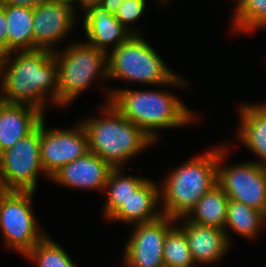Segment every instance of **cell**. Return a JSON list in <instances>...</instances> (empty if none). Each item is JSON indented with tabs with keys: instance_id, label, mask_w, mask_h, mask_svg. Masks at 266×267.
I'll return each instance as SVG.
<instances>
[{
	"instance_id": "obj_22",
	"label": "cell",
	"mask_w": 266,
	"mask_h": 267,
	"mask_svg": "<svg viewBox=\"0 0 266 267\" xmlns=\"http://www.w3.org/2000/svg\"><path fill=\"white\" fill-rule=\"evenodd\" d=\"M263 224H266V215L261 211L247 206L244 203L229 200L226 213L225 234L228 242L229 237L226 226L244 238H254Z\"/></svg>"
},
{
	"instance_id": "obj_11",
	"label": "cell",
	"mask_w": 266,
	"mask_h": 267,
	"mask_svg": "<svg viewBox=\"0 0 266 267\" xmlns=\"http://www.w3.org/2000/svg\"><path fill=\"white\" fill-rule=\"evenodd\" d=\"M176 219L161 216L149 223H137L124 249V263L129 267H162L167 233Z\"/></svg>"
},
{
	"instance_id": "obj_8",
	"label": "cell",
	"mask_w": 266,
	"mask_h": 267,
	"mask_svg": "<svg viewBox=\"0 0 266 267\" xmlns=\"http://www.w3.org/2000/svg\"><path fill=\"white\" fill-rule=\"evenodd\" d=\"M40 124L14 146L0 153V182L9 190L35 191L43 172L40 154Z\"/></svg>"
},
{
	"instance_id": "obj_24",
	"label": "cell",
	"mask_w": 266,
	"mask_h": 267,
	"mask_svg": "<svg viewBox=\"0 0 266 267\" xmlns=\"http://www.w3.org/2000/svg\"><path fill=\"white\" fill-rule=\"evenodd\" d=\"M163 262L169 267H193L194 261L184 231L176 224L164 241Z\"/></svg>"
},
{
	"instance_id": "obj_9",
	"label": "cell",
	"mask_w": 266,
	"mask_h": 267,
	"mask_svg": "<svg viewBox=\"0 0 266 267\" xmlns=\"http://www.w3.org/2000/svg\"><path fill=\"white\" fill-rule=\"evenodd\" d=\"M226 150L223 145L218 147V185L229 200L244 203L266 215V168L256 161L223 167Z\"/></svg>"
},
{
	"instance_id": "obj_1",
	"label": "cell",
	"mask_w": 266,
	"mask_h": 267,
	"mask_svg": "<svg viewBox=\"0 0 266 267\" xmlns=\"http://www.w3.org/2000/svg\"><path fill=\"white\" fill-rule=\"evenodd\" d=\"M10 55H14V58ZM0 76L1 101L29 105L44 115L46 100L58 106L57 61L54 52L37 49L2 55Z\"/></svg>"
},
{
	"instance_id": "obj_2",
	"label": "cell",
	"mask_w": 266,
	"mask_h": 267,
	"mask_svg": "<svg viewBox=\"0 0 266 267\" xmlns=\"http://www.w3.org/2000/svg\"><path fill=\"white\" fill-rule=\"evenodd\" d=\"M107 94L108 102L154 142L158 129L182 127L196 119L184 102L170 92L126 88L107 89Z\"/></svg>"
},
{
	"instance_id": "obj_31",
	"label": "cell",
	"mask_w": 266,
	"mask_h": 267,
	"mask_svg": "<svg viewBox=\"0 0 266 267\" xmlns=\"http://www.w3.org/2000/svg\"><path fill=\"white\" fill-rule=\"evenodd\" d=\"M46 1H49V2H57V3H64V4L70 5L72 7L75 6V1L74 0H46Z\"/></svg>"
},
{
	"instance_id": "obj_14",
	"label": "cell",
	"mask_w": 266,
	"mask_h": 267,
	"mask_svg": "<svg viewBox=\"0 0 266 267\" xmlns=\"http://www.w3.org/2000/svg\"><path fill=\"white\" fill-rule=\"evenodd\" d=\"M113 168L98 155L88 151L64 165L50 180L75 189L104 190Z\"/></svg>"
},
{
	"instance_id": "obj_16",
	"label": "cell",
	"mask_w": 266,
	"mask_h": 267,
	"mask_svg": "<svg viewBox=\"0 0 266 267\" xmlns=\"http://www.w3.org/2000/svg\"><path fill=\"white\" fill-rule=\"evenodd\" d=\"M44 116L35 107L0 100V153L31 133Z\"/></svg>"
},
{
	"instance_id": "obj_32",
	"label": "cell",
	"mask_w": 266,
	"mask_h": 267,
	"mask_svg": "<svg viewBox=\"0 0 266 267\" xmlns=\"http://www.w3.org/2000/svg\"><path fill=\"white\" fill-rule=\"evenodd\" d=\"M98 0H83V5L90 3V2H97Z\"/></svg>"
},
{
	"instance_id": "obj_12",
	"label": "cell",
	"mask_w": 266,
	"mask_h": 267,
	"mask_svg": "<svg viewBox=\"0 0 266 267\" xmlns=\"http://www.w3.org/2000/svg\"><path fill=\"white\" fill-rule=\"evenodd\" d=\"M75 7L44 1L33 8V50L53 49L74 26Z\"/></svg>"
},
{
	"instance_id": "obj_3",
	"label": "cell",
	"mask_w": 266,
	"mask_h": 267,
	"mask_svg": "<svg viewBox=\"0 0 266 267\" xmlns=\"http://www.w3.org/2000/svg\"><path fill=\"white\" fill-rule=\"evenodd\" d=\"M101 111L102 117L80 123L88 134L89 151L112 168H121L127 159L155 143L142 129L123 117L110 102Z\"/></svg>"
},
{
	"instance_id": "obj_25",
	"label": "cell",
	"mask_w": 266,
	"mask_h": 267,
	"mask_svg": "<svg viewBox=\"0 0 266 267\" xmlns=\"http://www.w3.org/2000/svg\"><path fill=\"white\" fill-rule=\"evenodd\" d=\"M36 267H76L67 252L45 235L26 255Z\"/></svg>"
},
{
	"instance_id": "obj_28",
	"label": "cell",
	"mask_w": 266,
	"mask_h": 267,
	"mask_svg": "<svg viewBox=\"0 0 266 267\" xmlns=\"http://www.w3.org/2000/svg\"><path fill=\"white\" fill-rule=\"evenodd\" d=\"M46 0H0L2 5H13V6H25L34 8L41 2Z\"/></svg>"
},
{
	"instance_id": "obj_26",
	"label": "cell",
	"mask_w": 266,
	"mask_h": 267,
	"mask_svg": "<svg viewBox=\"0 0 266 267\" xmlns=\"http://www.w3.org/2000/svg\"><path fill=\"white\" fill-rule=\"evenodd\" d=\"M145 6L146 0H123V3L115 13V17L132 35H139L138 31H133V29H130V27L128 28V26L136 22L143 15L146 8Z\"/></svg>"
},
{
	"instance_id": "obj_4",
	"label": "cell",
	"mask_w": 266,
	"mask_h": 267,
	"mask_svg": "<svg viewBox=\"0 0 266 267\" xmlns=\"http://www.w3.org/2000/svg\"><path fill=\"white\" fill-rule=\"evenodd\" d=\"M218 146L178 166L160 187L163 216L186 217L198 200L217 185Z\"/></svg>"
},
{
	"instance_id": "obj_30",
	"label": "cell",
	"mask_w": 266,
	"mask_h": 267,
	"mask_svg": "<svg viewBox=\"0 0 266 267\" xmlns=\"http://www.w3.org/2000/svg\"><path fill=\"white\" fill-rule=\"evenodd\" d=\"M10 190L7 189L1 182H0V204L2 202V199L4 196L9 192Z\"/></svg>"
},
{
	"instance_id": "obj_15",
	"label": "cell",
	"mask_w": 266,
	"mask_h": 267,
	"mask_svg": "<svg viewBox=\"0 0 266 267\" xmlns=\"http://www.w3.org/2000/svg\"><path fill=\"white\" fill-rule=\"evenodd\" d=\"M176 220H184L179 227L186 235L195 265H208L223 258L230 245L224 230L190 222L186 217Z\"/></svg>"
},
{
	"instance_id": "obj_18",
	"label": "cell",
	"mask_w": 266,
	"mask_h": 267,
	"mask_svg": "<svg viewBox=\"0 0 266 267\" xmlns=\"http://www.w3.org/2000/svg\"><path fill=\"white\" fill-rule=\"evenodd\" d=\"M239 109V139L262 159L257 163L266 168V104H243Z\"/></svg>"
},
{
	"instance_id": "obj_29",
	"label": "cell",
	"mask_w": 266,
	"mask_h": 267,
	"mask_svg": "<svg viewBox=\"0 0 266 267\" xmlns=\"http://www.w3.org/2000/svg\"><path fill=\"white\" fill-rule=\"evenodd\" d=\"M97 3L106 9L109 13L114 14L118 11L123 0H98Z\"/></svg>"
},
{
	"instance_id": "obj_13",
	"label": "cell",
	"mask_w": 266,
	"mask_h": 267,
	"mask_svg": "<svg viewBox=\"0 0 266 267\" xmlns=\"http://www.w3.org/2000/svg\"><path fill=\"white\" fill-rule=\"evenodd\" d=\"M84 13L83 29L89 45L108 54L125 42L132 34L119 22L114 14L109 13L97 2H90L82 6ZM109 47V48H108Z\"/></svg>"
},
{
	"instance_id": "obj_5",
	"label": "cell",
	"mask_w": 266,
	"mask_h": 267,
	"mask_svg": "<svg viewBox=\"0 0 266 267\" xmlns=\"http://www.w3.org/2000/svg\"><path fill=\"white\" fill-rule=\"evenodd\" d=\"M108 78L145 85L187 86V81L173 73L156 50L139 34L131 35L108 52Z\"/></svg>"
},
{
	"instance_id": "obj_7",
	"label": "cell",
	"mask_w": 266,
	"mask_h": 267,
	"mask_svg": "<svg viewBox=\"0 0 266 267\" xmlns=\"http://www.w3.org/2000/svg\"><path fill=\"white\" fill-rule=\"evenodd\" d=\"M34 192L10 190L0 204V230L5 244L24 256L46 235L32 211Z\"/></svg>"
},
{
	"instance_id": "obj_17",
	"label": "cell",
	"mask_w": 266,
	"mask_h": 267,
	"mask_svg": "<svg viewBox=\"0 0 266 267\" xmlns=\"http://www.w3.org/2000/svg\"><path fill=\"white\" fill-rule=\"evenodd\" d=\"M157 185L148 179L108 220L137 224L159 219L163 214L155 208L160 201Z\"/></svg>"
},
{
	"instance_id": "obj_23",
	"label": "cell",
	"mask_w": 266,
	"mask_h": 267,
	"mask_svg": "<svg viewBox=\"0 0 266 267\" xmlns=\"http://www.w3.org/2000/svg\"><path fill=\"white\" fill-rule=\"evenodd\" d=\"M236 3L233 30L248 32L266 28V0H237Z\"/></svg>"
},
{
	"instance_id": "obj_6",
	"label": "cell",
	"mask_w": 266,
	"mask_h": 267,
	"mask_svg": "<svg viewBox=\"0 0 266 267\" xmlns=\"http://www.w3.org/2000/svg\"><path fill=\"white\" fill-rule=\"evenodd\" d=\"M64 52L54 51L57 61L58 106L66 107L93 79L99 75L108 78L107 53L83 43H72Z\"/></svg>"
},
{
	"instance_id": "obj_20",
	"label": "cell",
	"mask_w": 266,
	"mask_h": 267,
	"mask_svg": "<svg viewBox=\"0 0 266 267\" xmlns=\"http://www.w3.org/2000/svg\"><path fill=\"white\" fill-rule=\"evenodd\" d=\"M8 53L33 50V8L5 5Z\"/></svg>"
},
{
	"instance_id": "obj_27",
	"label": "cell",
	"mask_w": 266,
	"mask_h": 267,
	"mask_svg": "<svg viewBox=\"0 0 266 267\" xmlns=\"http://www.w3.org/2000/svg\"><path fill=\"white\" fill-rule=\"evenodd\" d=\"M5 5L0 3V56L8 54V33Z\"/></svg>"
},
{
	"instance_id": "obj_34",
	"label": "cell",
	"mask_w": 266,
	"mask_h": 267,
	"mask_svg": "<svg viewBox=\"0 0 266 267\" xmlns=\"http://www.w3.org/2000/svg\"><path fill=\"white\" fill-rule=\"evenodd\" d=\"M165 1L167 2V0H159V2L165 3Z\"/></svg>"
},
{
	"instance_id": "obj_33",
	"label": "cell",
	"mask_w": 266,
	"mask_h": 267,
	"mask_svg": "<svg viewBox=\"0 0 266 267\" xmlns=\"http://www.w3.org/2000/svg\"><path fill=\"white\" fill-rule=\"evenodd\" d=\"M74 1H79V5H81V7L83 6V0H74Z\"/></svg>"
},
{
	"instance_id": "obj_10",
	"label": "cell",
	"mask_w": 266,
	"mask_h": 267,
	"mask_svg": "<svg viewBox=\"0 0 266 267\" xmlns=\"http://www.w3.org/2000/svg\"><path fill=\"white\" fill-rule=\"evenodd\" d=\"M41 165L50 179L64 165L89 151L88 134L83 124L75 129H46L45 118L40 122Z\"/></svg>"
},
{
	"instance_id": "obj_21",
	"label": "cell",
	"mask_w": 266,
	"mask_h": 267,
	"mask_svg": "<svg viewBox=\"0 0 266 267\" xmlns=\"http://www.w3.org/2000/svg\"><path fill=\"white\" fill-rule=\"evenodd\" d=\"M147 180L148 178L132 175L122 176L121 168H113L104 188L107 192L105 218L109 219Z\"/></svg>"
},
{
	"instance_id": "obj_19",
	"label": "cell",
	"mask_w": 266,
	"mask_h": 267,
	"mask_svg": "<svg viewBox=\"0 0 266 267\" xmlns=\"http://www.w3.org/2000/svg\"><path fill=\"white\" fill-rule=\"evenodd\" d=\"M229 198L217 184L206 192L186 218L193 223L224 230Z\"/></svg>"
}]
</instances>
